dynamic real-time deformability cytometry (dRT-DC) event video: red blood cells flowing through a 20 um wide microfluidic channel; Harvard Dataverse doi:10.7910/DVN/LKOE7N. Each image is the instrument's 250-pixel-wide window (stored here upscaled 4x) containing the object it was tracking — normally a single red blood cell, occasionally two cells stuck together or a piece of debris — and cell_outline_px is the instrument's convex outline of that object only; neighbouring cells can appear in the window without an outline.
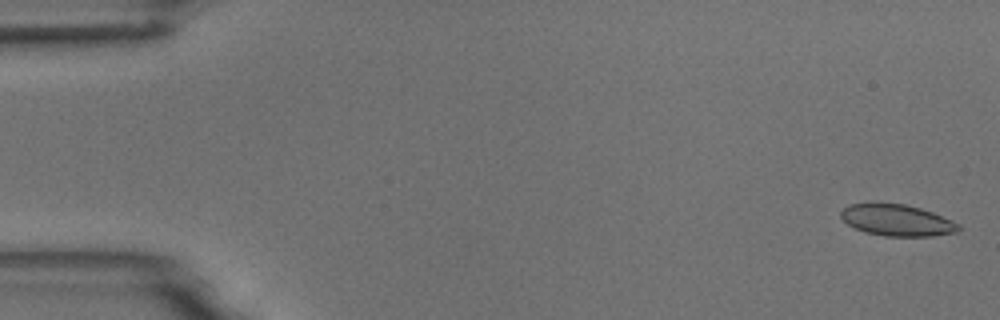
{"species": "common noctule bat (a hibernating species)", "species_latin": "Nyctalus noctula", "temperature_condition": "room temperature", "stored_images_in_passage": 2, "segment_of_instrument_passage": [2, 2], "camera_frame_rate_fps": 3000, "um_per_image_px": 0.085, "animal": {"sex": "male", "body_mass_g": 18.8}, "frame": {"image": 1, "passage_image": 2, "time_ms": 2.0, "image_size_px": [1000, 320], "cell_outline_px": [[960, 228], [956, 232], [932, 236], [884, 236], [864, 232], [848, 224], [840, 216], [840, 212], [848, 204], [872, 200], [904, 204], [920, 208], [932, 212], [952, 220], [960, 224]], "centroid_in_image_um": [76.19, 18.68], "position_along_channel_um": 8.8, "area_um2": 22.14}}